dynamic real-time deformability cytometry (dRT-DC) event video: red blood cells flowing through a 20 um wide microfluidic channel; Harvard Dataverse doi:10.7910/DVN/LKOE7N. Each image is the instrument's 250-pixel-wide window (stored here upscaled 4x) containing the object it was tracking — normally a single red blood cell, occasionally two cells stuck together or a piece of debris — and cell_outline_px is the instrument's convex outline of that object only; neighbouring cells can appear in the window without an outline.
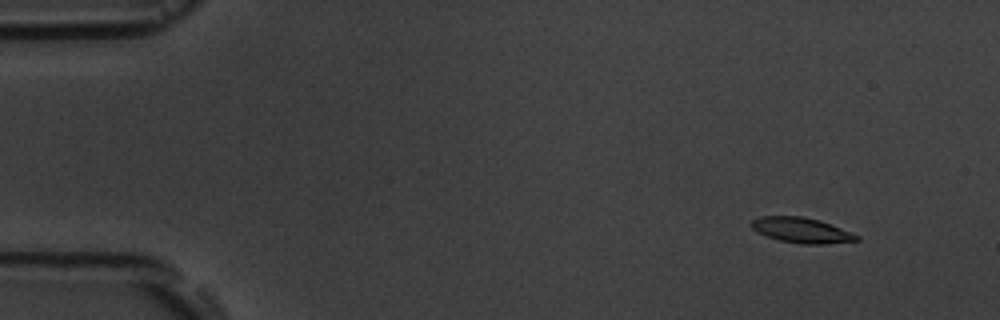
{"species": "common noctule bat (a hibernating species)", "species_latin": "Nyctalus noctula", "temperature_condition": "room temperature", "stored_images_in_passage": 7, "camera_frame_rate_fps": 3000, "um_per_image_px": 0.085, "animal": {"sex": "male", "body_mass_g": 19.5, "forearm_length_mm": 54.6}, "frame": {"image": 1, "passage_image": 1, "time_ms": 0.0, "image_size_px": [1000, 320], "cell_outline_px": [[860, 240], [824, 244], [800, 244], [780, 240], [756, 232], [752, 228], [752, 220], [760, 216], [800, 216], [820, 220], [852, 232], [860, 236]], "centroid_in_image_um": [68.15, 19.57], "position_along_channel_um": 16.8, "area_um2": 15.49}}
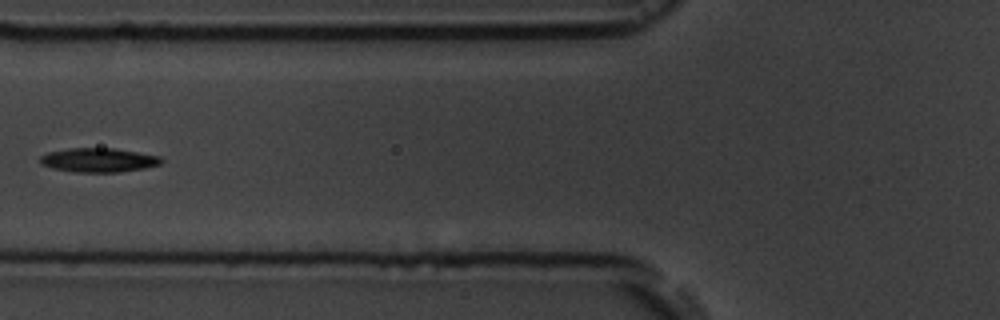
{"frame": {"image": 2, "passage_image": 6, "time_ms": 5.667, "image_size_px": [1000, 320], "cell_outline_px": [[164, 160], [160, 164], [144, 168], [120, 172], [76, 172], [52, 168], [40, 164], [40, 156], [48, 152], [72, 148], [116, 148], [160, 156]], "centroid_in_image_um": [8.39, 13.6], "position_along_channel_um": 117.4, "area_um2": 17.05}}
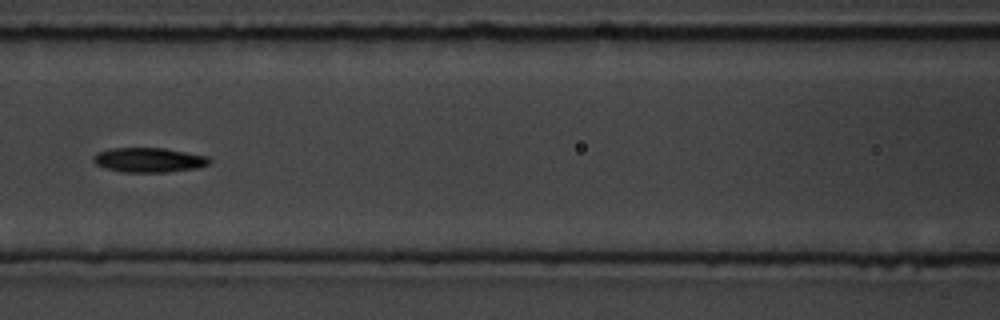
{"frame": {"image": 3, "passage_image": 7, "time_ms": 6.667, "image_size_px": [1000, 320], "cell_outline_px": [[212, 160], [208, 164], [196, 168], [168, 172], [124, 172], [104, 168], [96, 164], [92, 160], [92, 156], [100, 152], [112, 148], [164, 148], [208, 156]], "centroid_in_image_um": [12.66, 13.6], "position_along_channel_um": 153.9, "area_um2": 16.59}}